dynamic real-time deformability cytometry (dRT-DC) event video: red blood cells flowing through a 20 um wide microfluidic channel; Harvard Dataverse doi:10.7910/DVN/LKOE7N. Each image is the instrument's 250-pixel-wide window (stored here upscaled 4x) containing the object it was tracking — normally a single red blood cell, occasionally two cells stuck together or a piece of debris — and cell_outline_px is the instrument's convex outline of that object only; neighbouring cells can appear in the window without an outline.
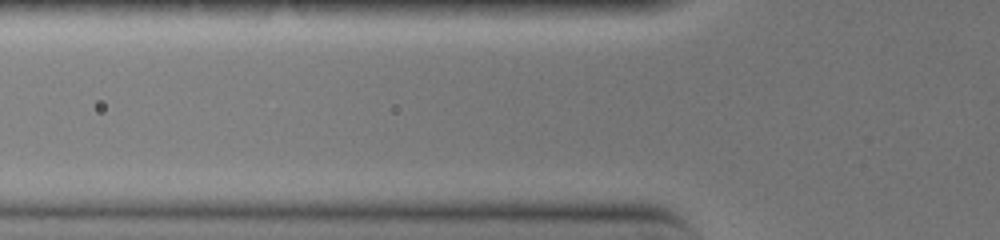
{"species": "common noctule bat (a hibernating species)", "species_latin": "Nyctalus noctula", "temperature_condition": "warm", "stored_images_in_passage": 3, "camera_frame_rate_fps": 3000, "um_per_image_px": 0.085, "animal": {"sex": "female", "body_mass_g": 19.0, "forearm_length_mm": 51.5}, "frame": {"image": 1, "passage_image": 2, "time_ms": 0.333, "image_size_px": [1000, 240], "cell_outline_px": [[616, 160], [608, 168], [516, 168], [472, 164], [496, 156], [608, 156]], "centroid_in_image_um": [46.69, 13.76], "position_along_channel_um": 79.1, "area_um2": 10.81}}